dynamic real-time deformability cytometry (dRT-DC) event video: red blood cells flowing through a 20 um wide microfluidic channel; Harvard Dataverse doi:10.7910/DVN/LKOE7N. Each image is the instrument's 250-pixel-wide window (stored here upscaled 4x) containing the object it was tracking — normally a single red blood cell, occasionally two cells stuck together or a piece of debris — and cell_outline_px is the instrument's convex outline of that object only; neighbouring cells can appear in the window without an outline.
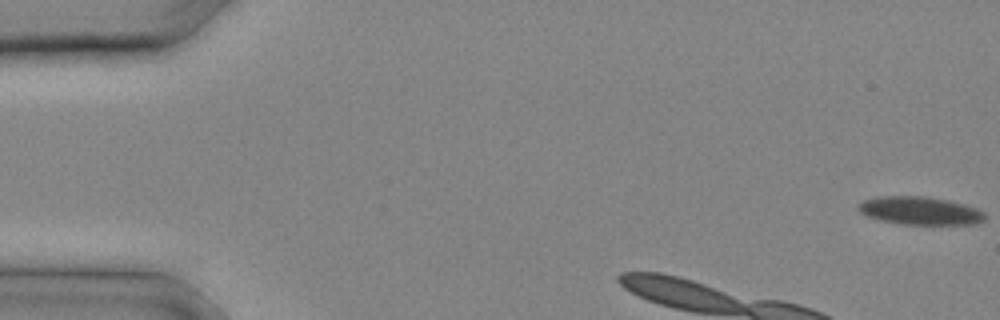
{"species": "common noctule bat (a hibernating species)", "species_latin": "Nyctalus noctula", "temperature_condition": "cold", "stored_images_in_passage": 4, "camera_frame_rate_fps": 3000, "um_per_image_px": 0.085, "animal": {"sex": "male", "body_mass_g": 20.4}, "frame": {"image": 1, "passage_image": 1, "time_ms": 0.0, "image_size_px": [1000, 320], "cell_outline_px": [[984, 220], [972, 224], [904, 224], [880, 220], [864, 216], [856, 208], [856, 204], [864, 200], [880, 196], [924, 196], [948, 200], [964, 204], [976, 208], [984, 212]], "centroid_in_image_um": [78.14, 17.9], "position_along_channel_um": 6.9, "area_um2": 20.69}}